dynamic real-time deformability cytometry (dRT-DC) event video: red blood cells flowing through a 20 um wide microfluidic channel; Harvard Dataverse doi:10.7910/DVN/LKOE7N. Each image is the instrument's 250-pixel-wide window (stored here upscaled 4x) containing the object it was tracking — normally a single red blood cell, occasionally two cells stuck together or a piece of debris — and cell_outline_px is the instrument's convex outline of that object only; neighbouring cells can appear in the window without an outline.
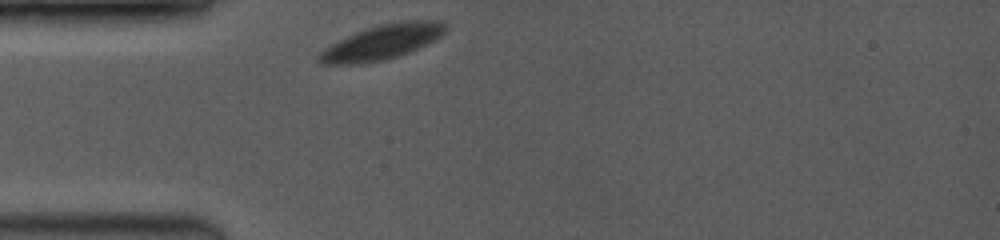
{"species": "common noctule bat (a hibernating species)", "species_latin": "Nyctalus noctula", "temperature_condition": "room temperature", "stored_images_in_passage": 13, "camera_frame_rate_fps": 3500, "um_per_image_px": 0.085, "animal": {"sex": "female", "body_mass_g": 19.0, "forearm_length_mm": 53.3}, "frame": {"image": 1, "passage_image": 1, "time_ms": 0.0, "image_size_px": [1000, 240], "cell_outline_px": [[444, 32], [436, 40], [408, 52], [396, 56], [380, 60], [360, 64], [324, 64], [316, 56], [324, 48], [356, 32], [380, 24], [404, 20], [440, 20], [444, 24]], "centroid_in_image_um": [32.48, 3.57], "position_along_channel_um": 52.5, "area_um2": 25.09}}
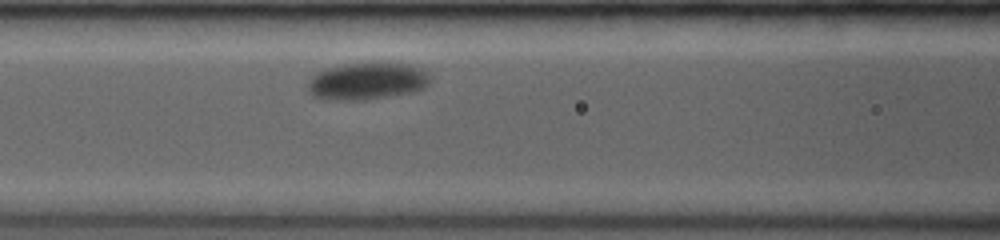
{"frame": {"image": 2, "passage_image": 6, "time_ms": 2.571, "image_size_px": [1000, 240], "cell_outline_px": [[432, 80], [424, 88], [412, 92], [364, 100], [324, 100], [312, 96], [308, 92], [308, 80], [316, 72], [328, 68], [348, 64], [408, 64], [420, 68], [428, 72], [432, 76]], "centroid_in_image_um": [31.19, 6.92], "position_along_channel_um": 135.4, "area_um2": 26.41}}
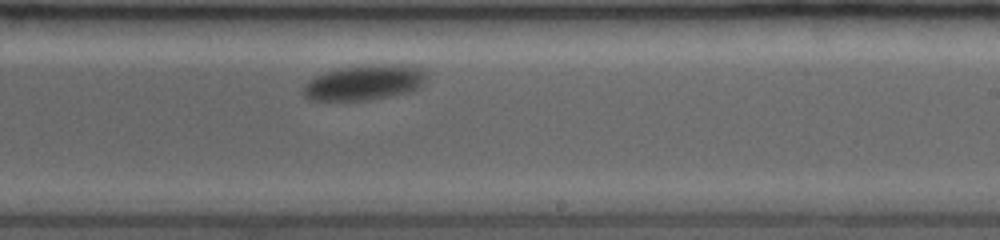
{"frame": {"image": 3, "passage_image": 13, "time_ms": 6.0, "image_size_px": [1000, 240], "cell_outline_px": [[424, 84], [420, 88], [408, 92], [368, 100], [308, 100], [304, 96], [304, 84], [308, 80], [324, 72], [340, 68], [368, 64], [400, 64], [424, 68]], "centroid_in_image_um": [30.97, 7.0], "position_along_channel_um": 258.0, "area_um2": 25.37}}